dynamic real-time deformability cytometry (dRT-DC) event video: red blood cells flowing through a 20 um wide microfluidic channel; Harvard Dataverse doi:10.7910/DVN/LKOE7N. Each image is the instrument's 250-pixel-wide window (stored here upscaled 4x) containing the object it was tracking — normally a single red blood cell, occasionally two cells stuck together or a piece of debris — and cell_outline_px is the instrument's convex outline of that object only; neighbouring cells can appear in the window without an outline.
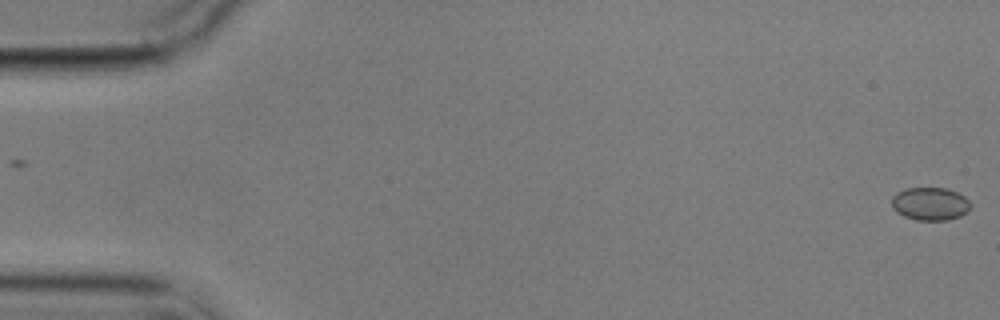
{"species": "common noctule bat (a hibernating species)", "species_latin": "Nyctalus noctula", "temperature_condition": "cold", "stored_images_in_passage": 5, "camera_frame_rate_fps": 3000, "um_per_image_px": 0.085, "animal": {"sex": "male", "body_mass_g": 17.9}, "frame": {"image": 1, "passage_image": 1, "time_ms": 0.0, "image_size_px": [1000, 320], "cell_outline_px": [[972, 204], [960, 216], [948, 220], [916, 220], [904, 216], [896, 212], [892, 208], [892, 196], [896, 192], [904, 188], [944, 188], [956, 192], [964, 196]], "centroid_in_image_um": [79.02, 17.32], "position_along_channel_um": 6.0, "area_um2": 15.14}}
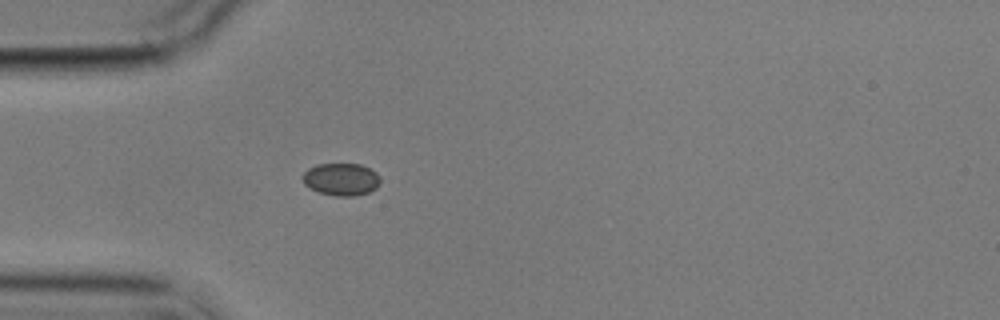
{"frame": {"image": 2, "passage_image": 5, "time_ms": 5.333, "image_size_px": [1000, 320], "cell_outline_px": [[380, 184], [376, 188], [368, 192], [356, 196], [336, 196], [320, 192], [304, 184], [304, 172], [308, 168], [316, 164], [360, 164], [376, 172], [380, 176]], "centroid_in_image_um": [29.04, 15.24], "position_along_channel_um": 56.0, "area_um2": 14.57}}